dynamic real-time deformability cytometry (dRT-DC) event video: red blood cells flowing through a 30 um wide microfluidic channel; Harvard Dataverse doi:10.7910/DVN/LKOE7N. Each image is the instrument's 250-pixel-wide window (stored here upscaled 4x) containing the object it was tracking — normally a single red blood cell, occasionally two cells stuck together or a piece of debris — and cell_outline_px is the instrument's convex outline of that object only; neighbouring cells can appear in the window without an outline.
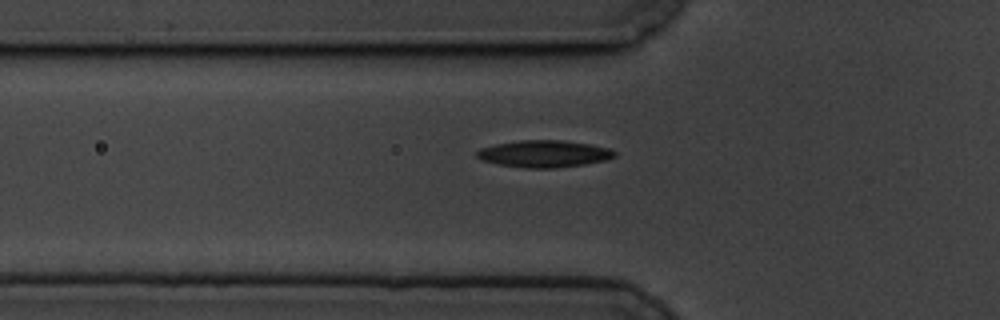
{"species": "common noctule bat (a hibernating species)", "species_latin": "Nyctalus noctula", "temperature_condition": "cold", "stored_images_in_passage": 44, "camera_frame_rate_fps": 3000, "um_per_image_px": 0.085, "animal": {"sex": "male", "body_mass_g": 19.5, "forearm_length_mm": 54.6}, "frame": {"image": 1, "passage_image": 11, "time_ms": 3.333, "image_size_px": [1000, 320], "cell_outline_px": [[616, 156], [608, 160], [584, 164], [556, 168], [528, 168], [500, 164], [480, 160], [476, 156], [476, 152], [480, 148], [496, 144], [520, 140], [564, 140], [592, 144], [612, 148], [616, 152]], "centroid_in_image_um": [46.3, 13.06], "position_along_channel_um": 79.5, "area_um2": 21.85}}
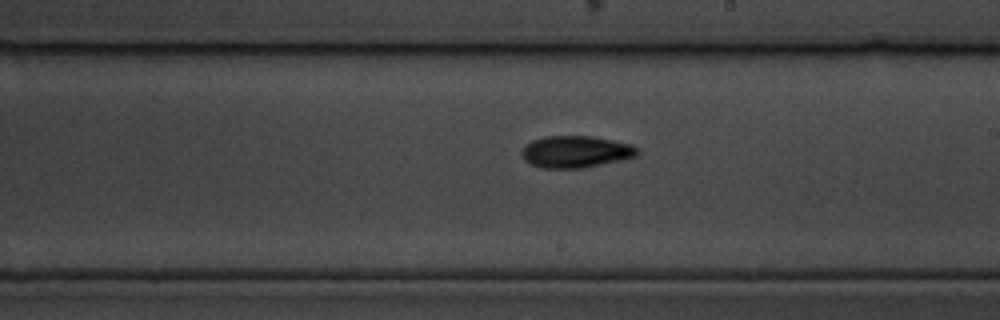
{"frame": {"image": 2, "passage_image": 25, "time_ms": 8.0, "image_size_px": [1000, 320], "cell_outline_px": [[640, 152], [636, 156], [620, 160], [584, 168], [540, 168], [524, 160], [520, 156], [520, 152], [532, 140], [544, 136], [588, 136], [612, 140], [632, 144]], "centroid_in_image_um": [48.91, 12.9], "position_along_channel_um": 240.1, "area_um2": 21.44}}
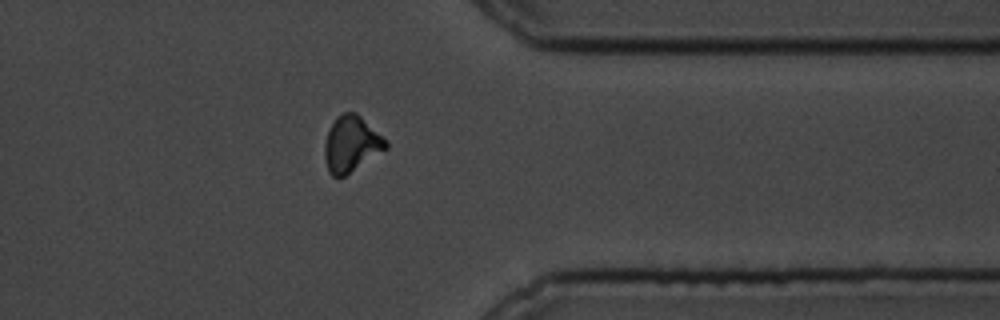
{"frame": {"image": 3, "passage_image": 38, "time_ms": 12.333, "image_size_px": [1000, 320], "cell_outline_px": [[388, 148], [344, 176], [332, 176], [328, 172], [324, 156], [324, 144], [328, 132], [336, 116], [344, 112], [356, 112], [388, 140]], "centroid_in_image_um": [29.87, 12.23], "position_along_channel_um": 381.5, "area_um2": 19.94}}